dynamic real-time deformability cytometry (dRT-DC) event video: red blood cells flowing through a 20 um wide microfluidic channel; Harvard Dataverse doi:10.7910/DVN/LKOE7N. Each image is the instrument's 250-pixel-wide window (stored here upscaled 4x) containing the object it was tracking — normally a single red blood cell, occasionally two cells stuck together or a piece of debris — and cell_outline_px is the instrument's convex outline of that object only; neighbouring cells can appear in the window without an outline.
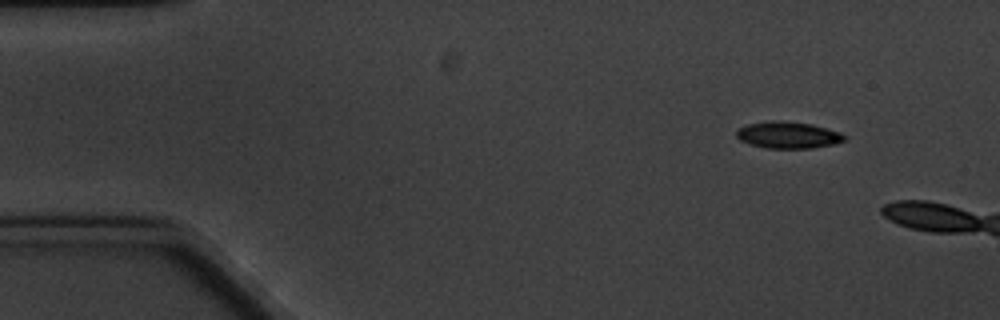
{"species": "common noctule bat (a hibernating species)", "species_latin": "Nyctalus noctula", "temperature_condition": "cold", "stored_images_in_passage": 4, "camera_frame_rate_fps": 3000, "um_per_image_px": 0.085, "animal": {"sex": "male", "body_mass_g": 20.1, "forearm_length_mm": 53.5}, "frame": {"image": 1, "passage_image": 1, "time_ms": 0.0, "image_size_px": [1000, 320], "cell_outline_px": [[848, 136], [844, 140], [832, 144], [812, 148], [764, 148], [740, 140], [736, 136], [736, 132], [740, 128], [748, 124], [772, 120], [780, 120], [812, 124], [840, 132]], "centroid_in_image_um": [67.0, 11.47], "position_along_channel_um": 18.0, "area_um2": 16.7}}